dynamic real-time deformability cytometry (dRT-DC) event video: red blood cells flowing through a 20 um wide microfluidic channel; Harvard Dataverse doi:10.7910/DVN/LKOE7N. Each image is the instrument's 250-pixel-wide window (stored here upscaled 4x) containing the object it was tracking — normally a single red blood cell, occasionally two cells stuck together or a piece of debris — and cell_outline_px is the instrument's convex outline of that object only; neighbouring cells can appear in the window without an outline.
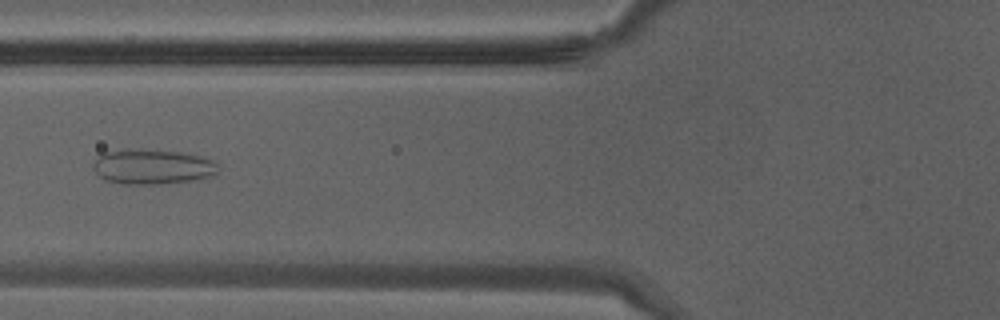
{"species": "Egyptian fruit bat (a non-hibernating species)", "species_latin": "Rousettus aegyptiacus", "temperature_condition": "warm", "stored_images_in_passage": 29, "camera_frame_rate_fps": 3000, "um_per_image_px": 0.085, "animal": {"sex": "male"}, "frame": {"image": 1, "passage_image": 5, "time_ms": 1.333, "image_size_px": [1000, 320], "cell_outline_px": [[216, 172], [212, 176], [188, 180], [160, 184], [120, 184], [104, 180], [92, 168], [92, 164], [104, 152], [184, 152], [200, 156], [212, 160], [216, 164]], "centroid_in_image_um": [12.95, 14.23], "position_along_channel_um": 112.9, "area_um2": 24.28}}
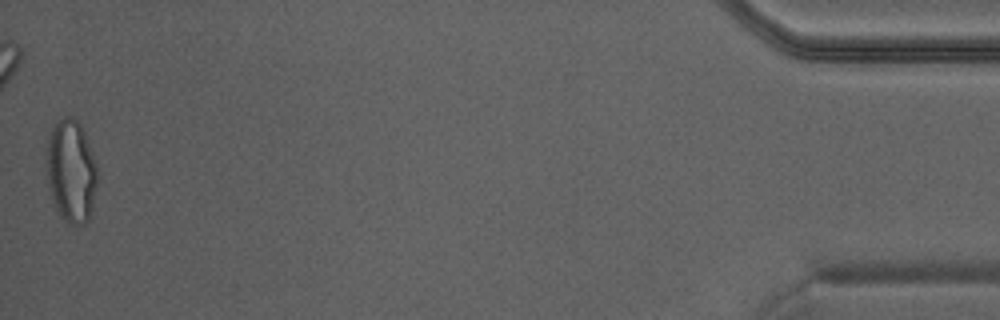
{"frame": {"image": 2, "passage_image": 29, "time_ms": 9.333, "image_size_px": [1000, 320], "cell_outline_px": [[96, 184], [92, 208], [88, 220], [84, 224], [68, 224], [60, 216], [56, 208], [48, 184], [48, 140], [52, 128], [64, 116], [72, 116], [80, 124], [84, 132], [96, 168]], "centroid_in_image_um": [6.05, 14.57], "position_along_channel_um": 429.2, "area_um2": 29.54}}